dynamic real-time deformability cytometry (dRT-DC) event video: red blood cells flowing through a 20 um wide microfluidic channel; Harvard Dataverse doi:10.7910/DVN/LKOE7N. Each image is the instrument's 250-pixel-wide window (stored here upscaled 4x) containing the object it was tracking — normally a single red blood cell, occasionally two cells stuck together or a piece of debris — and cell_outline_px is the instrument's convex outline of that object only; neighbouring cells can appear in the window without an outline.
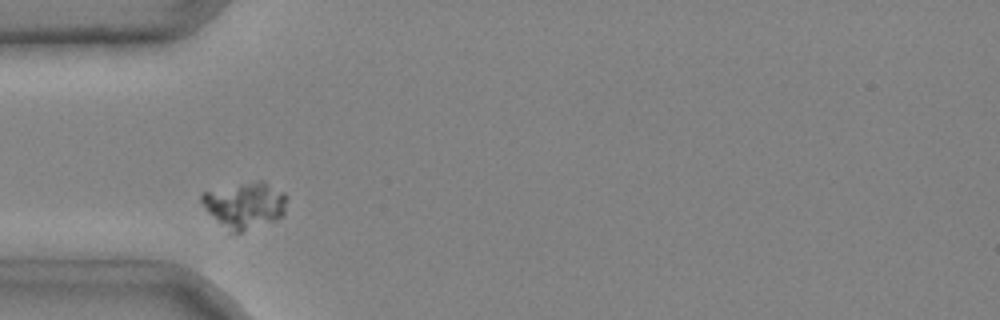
{"species": "common noctule bat (a hibernating species)", "species_latin": "Nyctalus noctula", "temperature_condition": "cold", "stored_images_in_passage": 4, "camera_frame_rate_fps": 3000, "um_per_image_px": 0.085, "animal": {"sex": "male", "body_mass_g": 20.4}, "frame": {"image": 1, "passage_image": 2, "time_ms": 0.333, "image_size_px": [1000, 320], "cell_outline_px": [[288, 196], [284, 216], [276, 220], [240, 232], [232, 232], [208, 212], [204, 208], [200, 200], [200, 196], [204, 192], [260, 180], [284, 192]], "centroid_in_image_um": [20.86, 17.43], "position_along_channel_um": 64.1, "area_um2": 22.48}}
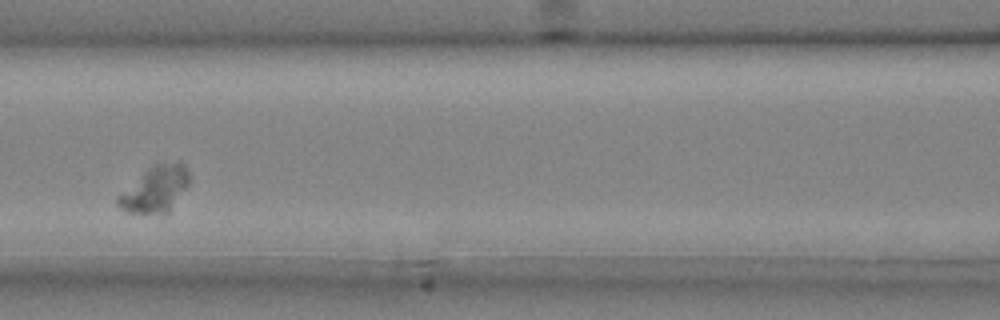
{"frame": {"image": 2, "passage_image": 4, "time_ms": 1.0, "image_size_px": [1000, 320], "cell_outline_px": [[188, 184], [168, 216], [164, 216], [128, 212], [120, 208], [116, 204], [116, 196], [152, 164], [180, 160], [184, 164], [188, 172]], "centroid_in_image_um": [13.19, 16.11], "position_along_channel_um": 153.4, "area_um2": 19.77}}